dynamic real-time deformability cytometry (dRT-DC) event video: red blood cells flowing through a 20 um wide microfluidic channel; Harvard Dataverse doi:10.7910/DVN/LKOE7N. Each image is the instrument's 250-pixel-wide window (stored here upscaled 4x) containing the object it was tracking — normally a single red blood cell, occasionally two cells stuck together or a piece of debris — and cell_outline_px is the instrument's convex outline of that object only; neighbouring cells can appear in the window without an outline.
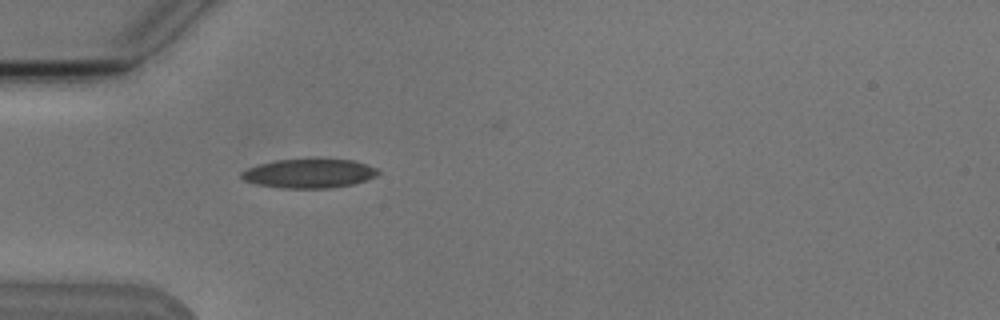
{"species": "Egyptian fruit bat (a non-hibernating species)", "species_latin": "Rousettus aegyptiacus", "temperature_condition": "cold", "stored_images_in_passage": 5, "camera_frame_rate_fps": 3000, "um_per_image_px": 0.085, "animal": {"sex": "male"}, "frame": {"image": 1, "passage_image": 5, "time_ms": 5.333, "image_size_px": [1000, 320], "cell_outline_px": [[380, 172], [376, 176], [352, 184], [328, 188], [284, 188], [260, 184], [244, 180], [240, 176], [240, 172], [248, 168], [260, 164], [276, 160], [356, 160], [376, 168]], "centroid_in_image_um": [26.28, 14.74], "position_along_channel_um": 58.7, "area_um2": 22.66}}